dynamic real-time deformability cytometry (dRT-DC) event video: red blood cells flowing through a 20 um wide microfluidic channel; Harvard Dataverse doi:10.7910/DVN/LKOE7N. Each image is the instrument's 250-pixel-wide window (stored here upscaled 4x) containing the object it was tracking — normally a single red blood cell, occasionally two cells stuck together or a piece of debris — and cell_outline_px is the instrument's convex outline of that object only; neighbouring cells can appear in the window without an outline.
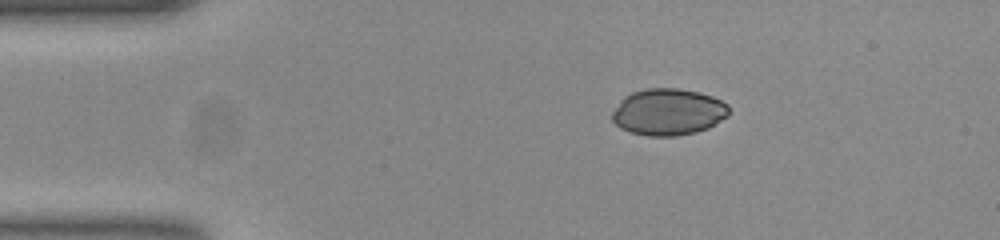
{"species": "common noctule bat (a hibernating species)", "species_latin": "Nyctalus noctula", "temperature_condition": "room temperature", "stored_images_in_passage": 44, "camera_frame_rate_fps": 3000, "um_per_image_px": 0.085, "animal": {"sex": "female", "body_mass_g": 23.0, "forearm_length_mm": 53.4}, "frame": {"image": 1, "passage_image": 1, "time_ms": 0.0, "image_size_px": [1000, 240], "cell_outline_px": [[728, 116], [708, 128], [696, 132], [676, 136], [648, 136], [632, 132], [620, 128], [612, 120], [612, 112], [620, 100], [624, 96], [632, 92], [644, 88], [676, 88], [700, 92], [712, 96], [728, 104]], "centroid_in_image_um": [56.79, 9.51], "position_along_channel_um": 28.2, "area_um2": 31.85}}